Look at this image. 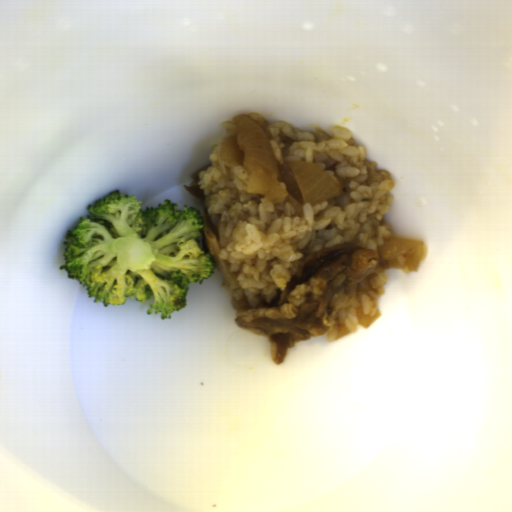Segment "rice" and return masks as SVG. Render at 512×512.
I'll use <instances>...</instances> for the list:
<instances>
[{"mask_svg":"<svg viewBox=\"0 0 512 512\" xmlns=\"http://www.w3.org/2000/svg\"><path fill=\"white\" fill-rule=\"evenodd\" d=\"M221 126H223L224 128L227 129L226 137L233 135L237 131L235 123H234V116L231 118L225 119L221 123Z\"/></svg>","mask_w":512,"mask_h":512,"instance_id":"8eca5e8b","label":"rice"},{"mask_svg":"<svg viewBox=\"0 0 512 512\" xmlns=\"http://www.w3.org/2000/svg\"><path fill=\"white\" fill-rule=\"evenodd\" d=\"M255 119L266 131L278 167L308 161L331 176L340 192L314 204L304 202L298 213L288 198L268 201L249 192L241 164L221 159V143L208 156L210 166L199 172L200 187L217 226L219 256L230 263L235 284L223 283L235 312L268 306L311 255L348 242L378 251L395 234L383 223L393 204L389 172L370 162L365 148L347 127L326 133L300 129L285 121Z\"/></svg>","mask_w":512,"mask_h":512,"instance_id":"652b925c","label":"rice"},{"mask_svg":"<svg viewBox=\"0 0 512 512\" xmlns=\"http://www.w3.org/2000/svg\"><path fill=\"white\" fill-rule=\"evenodd\" d=\"M386 282L384 271H370L334 291L325 307L328 342L336 339L341 325H345L351 333H356L358 326H361L357 318L360 306L364 314L374 315L379 312L378 303L385 293L382 286Z\"/></svg>","mask_w":512,"mask_h":512,"instance_id":"023b6e5f","label":"rice"}]
</instances>
